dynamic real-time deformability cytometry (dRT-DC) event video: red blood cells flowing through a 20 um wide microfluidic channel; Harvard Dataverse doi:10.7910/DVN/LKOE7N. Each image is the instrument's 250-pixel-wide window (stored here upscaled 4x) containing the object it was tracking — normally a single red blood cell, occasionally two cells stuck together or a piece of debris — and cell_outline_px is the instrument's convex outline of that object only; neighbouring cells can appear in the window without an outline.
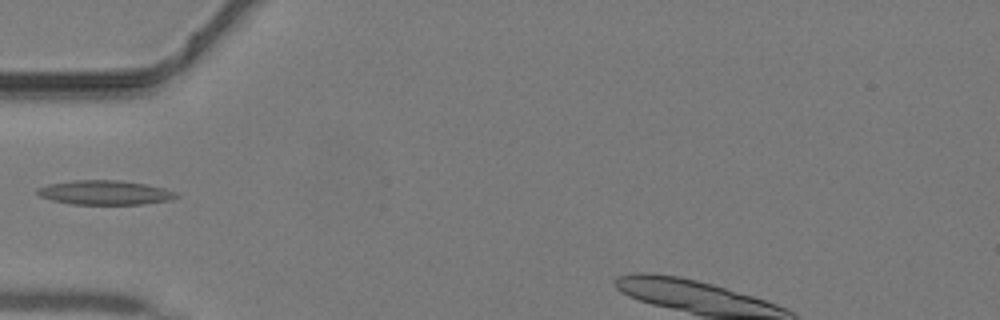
{"species": "common noctule bat (a hibernating species)", "species_latin": "Nyctalus noctula", "temperature_condition": "warm", "stored_images_in_passage": 23, "camera_frame_rate_fps": 3000, "um_per_image_px": 0.085, "animal": {"sex": "male", "body_mass_g": 19.2, "forearm_length_mm": 51.8}, "frame": {"image": 1, "passage_image": 1, "time_ms": 0.0, "image_size_px": [1000, 320], "cell_outline_px": [[180, 196], [168, 200], [144, 204], [72, 204], [52, 200], [40, 196], [36, 192], [36, 188], [48, 184], [72, 180], [120, 180], [148, 184], [164, 188], [176, 192]], "centroid_in_image_um": [8.91, 16.36], "position_along_channel_um": 76.1, "area_um2": 19.77}}
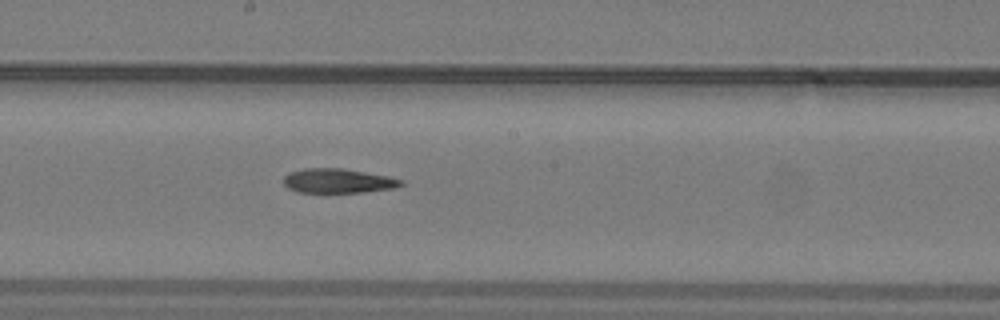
{"frame": {"image": 2, "passage_image": 10, "time_ms": 3.0, "image_size_px": [1000, 320], "cell_outline_px": [[404, 184], [392, 188], [364, 192], [296, 192], [288, 188], [284, 184], [284, 176], [288, 172], [304, 168], [340, 168], [388, 176], [404, 180]], "centroid_in_image_um": [28.7, 15.37], "position_along_channel_um": 219.5, "area_um2": 16.65}}
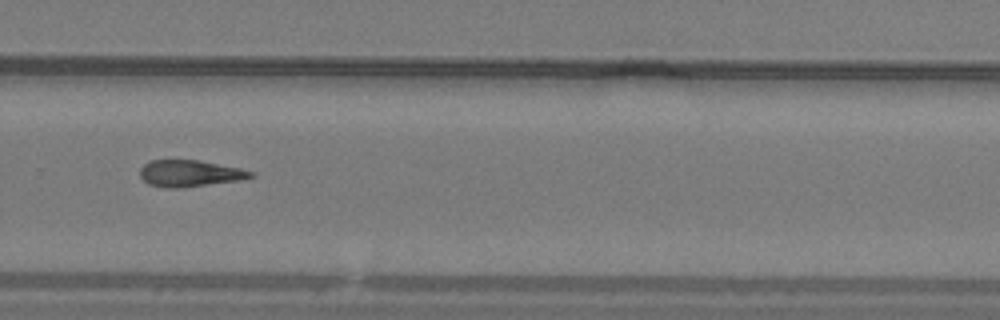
{"frame": {"image": 3, "passage_image": 16, "time_ms": 5.0, "image_size_px": [1000, 320], "cell_outline_px": [[256, 176], [240, 180], [184, 188], [164, 188], [148, 184], [140, 176], [140, 168], [144, 164], [152, 160], [200, 160], [240, 168], [252, 172]], "centroid_in_image_um": [16.13, 14.75], "position_along_channel_um": 313.7, "area_um2": 17.28}}